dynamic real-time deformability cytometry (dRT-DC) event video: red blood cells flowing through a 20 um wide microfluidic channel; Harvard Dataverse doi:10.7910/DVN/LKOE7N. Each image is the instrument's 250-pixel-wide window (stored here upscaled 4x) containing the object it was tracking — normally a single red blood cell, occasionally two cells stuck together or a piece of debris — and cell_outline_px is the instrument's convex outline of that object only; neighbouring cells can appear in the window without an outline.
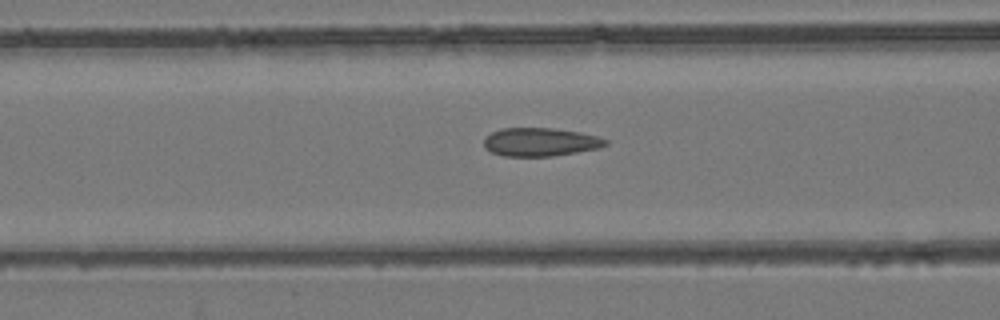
{"species": "common noctule bat (a hibernating species)", "species_latin": "Nyctalus noctula", "temperature_condition": "room temperature", "stored_images_in_passage": 46, "camera_frame_rate_fps": 3000, "um_per_image_px": 0.085, "animal": {"sex": "female", "body_mass_g": 24.6, "forearm_length_mm": 56.2}, "frame": {"image": 1, "passage_image": 14, "time_ms": 4.333, "image_size_px": [1000, 320], "cell_outline_px": [[608, 144], [600, 148], [552, 156], [504, 156], [492, 152], [484, 144], [484, 140], [492, 132], [500, 128], [552, 128], [580, 132], [596, 136], [608, 140]], "centroid_in_image_um": [45.96, 12.06], "position_along_channel_um": 120.6, "area_um2": 19.94}}
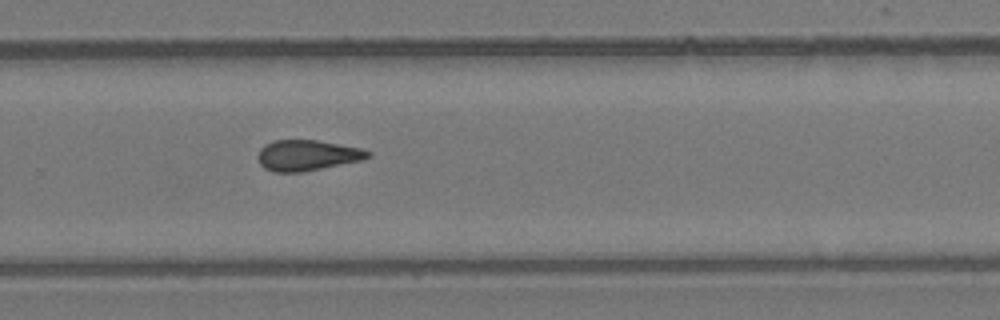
{"frame": {"image": 2, "passage_image": 28, "time_ms": 9.0, "image_size_px": [1000, 320], "cell_outline_px": [[372, 156], [364, 160], [304, 172], [272, 172], [264, 168], [260, 164], [256, 156], [260, 148], [264, 144], [272, 140], [316, 140], [360, 148], [372, 152]], "centroid_in_image_um": [26.1, 13.21], "position_along_channel_um": 303.7, "area_um2": 20.0}}
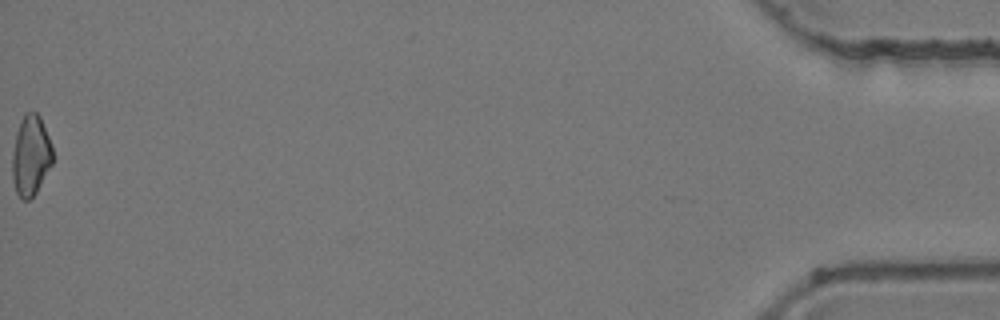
{"frame": {"image": 3, "passage_image": 46, "time_ms": 15.0, "image_size_px": [1000, 320], "cell_outline_px": [[52, 164], [36, 192], [28, 200], [24, 200], [16, 192], [12, 176], [12, 152], [16, 132], [24, 112], [36, 112], [40, 116], [52, 144]], "centroid_in_image_um": [2.61, 13.19], "position_along_channel_um": 432.6, "area_um2": 18.9}, "authors_computed_cell_mechanics": {"area_um2": 19.7387, "velocity_mm_per_s": 3.918, "shape_relaxation_time_tau1_ms": null, "shape_relaxation_time_tau2_ms": 2.5268, "deformation_change_tau1": null, "deformation_change_tau2": 0.0679}}